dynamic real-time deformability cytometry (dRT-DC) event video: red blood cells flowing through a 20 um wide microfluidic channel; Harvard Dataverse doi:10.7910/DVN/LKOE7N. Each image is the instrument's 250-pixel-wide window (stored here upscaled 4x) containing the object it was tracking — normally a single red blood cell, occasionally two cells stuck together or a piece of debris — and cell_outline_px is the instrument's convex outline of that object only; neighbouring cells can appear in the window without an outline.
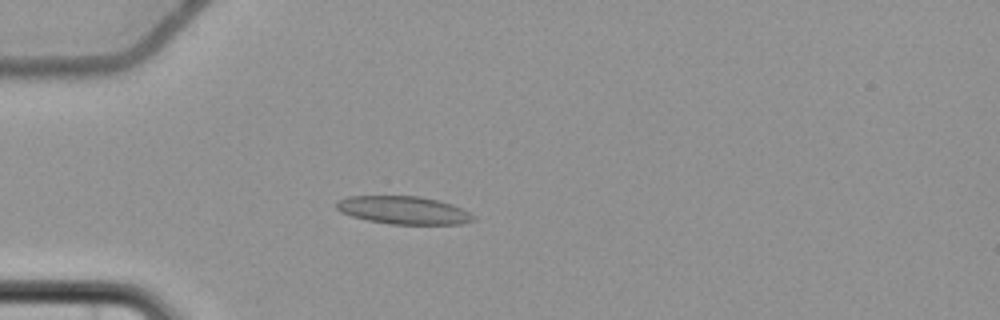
{"species": "common noctule bat (a hibernating species)", "species_latin": "Nyctalus noctula", "temperature_condition": "cold", "stored_images_in_passage": 4, "camera_frame_rate_fps": 3000, "um_per_image_px": 0.085, "animal": {"sex": "female", "body_mass_g": 22.7, "forearm_length_mm": 54.2}, "frame": {"image": 1, "passage_image": 4, "time_ms": 3.667, "image_size_px": [1000, 320], "cell_outline_px": [[476, 220], [460, 224], [388, 224], [368, 220], [352, 216], [340, 212], [336, 208], [336, 200], [348, 196], [420, 196], [452, 204], [476, 216]], "centroid_in_image_um": [34.28, 17.86], "position_along_channel_um": 50.7, "area_um2": 22.31}}